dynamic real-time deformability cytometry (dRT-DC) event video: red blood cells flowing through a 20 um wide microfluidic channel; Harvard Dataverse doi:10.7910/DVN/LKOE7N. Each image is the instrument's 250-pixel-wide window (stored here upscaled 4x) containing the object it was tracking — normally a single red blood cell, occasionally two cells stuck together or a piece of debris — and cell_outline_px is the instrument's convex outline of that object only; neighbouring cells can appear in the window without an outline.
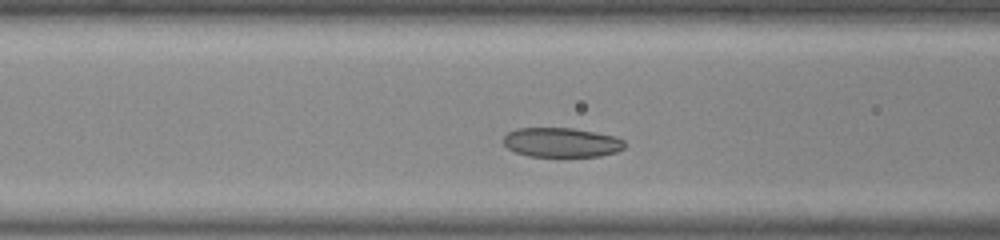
{"species": "common noctule bat (a hibernating species)", "species_latin": "Nyctalus noctula", "temperature_condition": "room temperature", "stored_images_in_passage": 35, "camera_frame_rate_fps": 3000, "um_per_image_px": 0.085, "animal": {"sex": "male", "body_mass_g": 20.0, "forearm_length_mm": 53.3}, "frame": {"image": 1, "passage_image": 10, "time_ms": 3.0, "image_size_px": [1000, 240], "cell_outline_px": [[624, 148], [616, 152], [600, 156], [528, 156], [516, 152], [508, 148], [504, 144], [504, 136], [508, 132], [516, 128], [572, 128], [596, 132], [616, 136], [624, 140]], "centroid_in_image_um": [47.74, 12.1], "position_along_channel_um": 118.9, "area_um2": 20.81}}
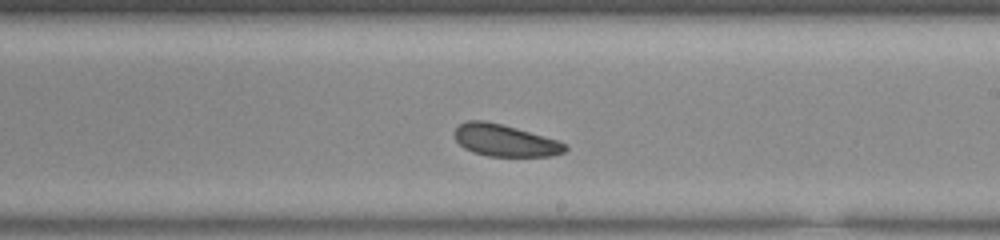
{"frame": {"image": 2, "passage_image": 20, "time_ms": 6.333, "image_size_px": [1000, 240], "cell_outline_px": [[568, 148], [564, 152], [552, 156], [488, 156], [472, 152], [464, 148], [456, 140], [452, 132], [460, 124], [468, 120], [484, 120], [516, 128], [560, 140], [568, 144]], "centroid_in_image_um": [42.94, 11.94], "position_along_channel_um": 246.1, "area_um2": 20.75}}
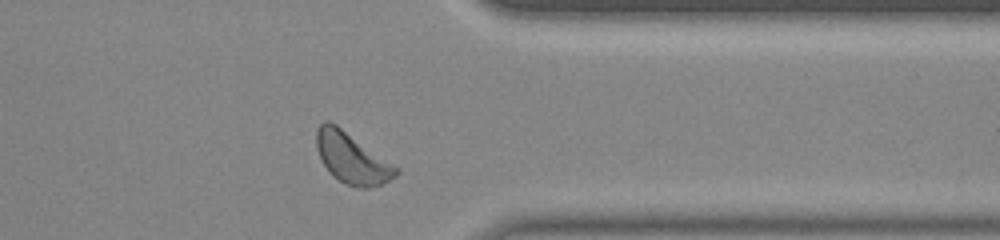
{"frame": {"image": 3, "passage_image": 31, "time_ms": 10.0, "image_size_px": [1000, 240], "cell_outline_px": [[400, 172], [396, 176], [380, 184], [368, 188], [360, 188], [344, 184], [332, 176], [324, 164], [316, 148], [316, 132], [320, 124], [324, 120], [328, 120], [336, 124], [400, 168]], "centroid_in_image_um": [29.91, 13.44], "position_along_channel_um": 381.5, "area_um2": 23.52}, "authors_computed_cell_mechanics": {"area_um2": 20.7502, "velocity_mm_per_s": 3.8275, "shape_relaxation_time_tau1_ms": 9.2439, "shape_relaxation_time_tau2_ms": 4.9143, "deformation_change_tau1": 0.141, "deformation_change_tau2": 0.1109}}